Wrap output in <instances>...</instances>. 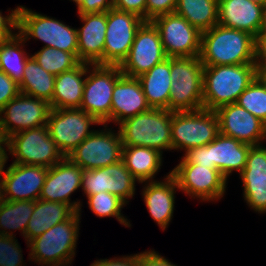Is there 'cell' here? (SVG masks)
<instances>
[{"label": "cell", "mask_w": 266, "mask_h": 266, "mask_svg": "<svg viewBox=\"0 0 266 266\" xmlns=\"http://www.w3.org/2000/svg\"><path fill=\"white\" fill-rule=\"evenodd\" d=\"M90 266H136V254L113 259L95 260Z\"/></svg>", "instance_id": "cell-46"}, {"label": "cell", "mask_w": 266, "mask_h": 266, "mask_svg": "<svg viewBox=\"0 0 266 266\" xmlns=\"http://www.w3.org/2000/svg\"><path fill=\"white\" fill-rule=\"evenodd\" d=\"M251 146L219 133L210 142L211 163H214L215 169L228 180L233 171L239 174L243 171Z\"/></svg>", "instance_id": "cell-26"}, {"label": "cell", "mask_w": 266, "mask_h": 266, "mask_svg": "<svg viewBox=\"0 0 266 266\" xmlns=\"http://www.w3.org/2000/svg\"><path fill=\"white\" fill-rule=\"evenodd\" d=\"M177 0H146V21L154 18L174 13Z\"/></svg>", "instance_id": "cell-40"}, {"label": "cell", "mask_w": 266, "mask_h": 266, "mask_svg": "<svg viewBox=\"0 0 266 266\" xmlns=\"http://www.w3.org/2000/svg\"><path fill=\"white\" fill-rule=\"evenodd\" d=\"M219 133L250 145H260L266 139V124L237 103L215 110Z\"/></svg>", "instance_id": "cell-18"}, {"label": "cell", "mask_w": 266, "mask_h": 266, "mask_svg": "<svg viewBox=\"0 0 266 266\" xmlns=\"http://www.w3.org/2000/svg\"><path fill=\"white\" fill-rule=\"evenodd\" d=\"M122 75L119 65L87 63V75L80 109L95 117L101 124L108 125L111 122L113 90L116 81Z\"/></svg>", "instance_id": "cell-7"}, {"label": "cell", "mask_w": 266, "mask_h": 266, "mask_svg": "<svg viewBox=\"0 0 266 266\" xmlns=\"http://www.w3.org/2000/svg\"><path fill=\"white\" fill-rule=\"evenodd\" d=\"M142 196L148 212L158 226L165 230L173 218L175 193L178 188L176 179L168 173L162 181L142 182Z\"/></svg>", "instance_id": "cell-24"}, {"label": "cell", "mask_w": 266, "mask_h": 266, "mask_svg": "<svg viewBox=\"0 0 266 266\" xmlns=\"http://www.w3.org/2000/svg\"><path fill=\"white\" fill-rule=\"evenodd\" d=\"M174 12L201 33L218 24V0H177Z\"/></svg>", "instance_id": "cell-31"}, {"label": "cell", "mask_w": 266, "mask_h": 266, "mask_svg": "<svg viewBox=\"0 0 266 266\" xmlns=\"http://www.w3.org/2000/svg\"><path fill=\"white\" fill-rule=\"evenodd\" d=\"M219 134V122L215 111L172 112V150H184L205 146Z\"/></svg>", "instance_id": "cell-9"}, {"label": "cell", "mask_w": 266, "mask_h": 266, "mask_svg": "<svg viewBox=\"0 0 266 266\" xmlns=\"http://www.w3.org/2000/svg\"><path fill=\"white\" fill-rule=\"evenodd\" d=\"M19 93V84L0 71V110Z\"/></svg>", "instance_id": "cell-41"}, {"label": "cell", "mask_w": 266, "mask_h": 266, "mask_svg": "<svg viewBox=\"0 0 266 266\" xmlns=\"http://www.w3.org/2000/svg\"><path fill=\"white\" fill-rule=\"evenodd\" d=\"M136 181L121 160L103 168L84 170L81 188L86 196L109 192L128 204L135 194Z\"/></svg>", "instance_id": "cell-17"}, {"label": "cell", "mask_w": 266, "mask_h": 266, "mask_svg": "<svg viewBox=\"0 0 266 266\" xmlns=\"http://www.w3.org/2000/svg\"><path fill=\"white\" fill-rule=\"evenodd\" d=\"M265 8L251 0H218V24L246 31L257 39L263 25Z\"/></svg>", "instance_id": "cell-22"}, {"label": "cell", "mask_w": 266, "mask_h": 266, "mask_svg": "<svg viewBox=\"0 0 266 266\" xmlns=\"http://www.w3.org/2000/svg\"><path fill=\"white\" fill-rule=\"evenodd\" d=\"M31 56L43 69L55 76L74 69L81 63L78 59V54H72L53 47H43Z\"/></svg>", "instance_id": "cell-35"}, {"label": "cell", "mask_w": 266, "mask_h": 266, "mask_svg": "<svg viewBox=\"0 0 266 266\" xmlns=\"http://www.w3.org/2000/svg\"><path fill=\"white\" fill-rule=\"evenodd\" d=\"M13 163L50 168L65 157L52 140L47 125L19 131L6 139Z\"/></svg>", "instance_id": "cell-8"}, {"label": "cell", "mask_w": 266, "mask_h": 266, "mask_svg": "<svg viewBox=\"0 0 266 266\" xmlns=\"http://www.w3.org/2000/svg\"><path fill=\"white\" fill-rule=\"evenodd\" d=\"M83 169L67 157L48 168L42 187L41 200L65 203L76 212H81V202L71 201V194L81 187Z\"/></svg>", "instance_id": "cell-19"}, {"label": "cell", "mask_w": 266, "mask_h": 266, "mask_svg": "<svg viewBox=\"0 0 266 266\" xmlns=\"http://www.w3.org/2000/svg\"><path fill=\"white\" fill-rule=\"evenodd\" d=\"M113 8L133 13L146 21V0H113Z\"/></svg>", "instance_id": "cell-43"}, {"label": "cell", "mask_w": 266, "mask_h": 266, "mask_svg": "<svg viewBox=\"0 0 266 266\" xmlns=\"http://www.w3.org/2000/svg\"><path fill=\"white\" fill-rule=\"evenodd\" d=\"M158 29L167 57H193L200 55L202 33L184 17L164 14L151 21Z\"/></svg>", "instance_id": "cell-13"}, {"label": "cell", "mask_w": 266, "mask_h": 266, "mask_svg": "<svg viewBox=\"0 0 266 266\" xmlns=\"http://www.w3.org/2000/svg\"><path fill=\"white\" fill-rule=\"evenodd\" d=\"M88 201L87 204L90 210L100 218L102 217H116L120 224L125 227H131L130 222L121 213L123 206L126 203L109 192H100L94 195L86 196Z\"/></svg>", "instance_id": "cell-36"}, {"label": "cell", "mask_w": 266, "mask_h": 266, "mask_svg": "<svg viewBox=\"0 0 266 266\" xmlns=\"http://www.w3.org/2000/svg\"><path fill=\"white\" fill-rule=\"evenodd\" d=\"M15 238V235L0 234V266H25L21 247Z\"/></svg>", "instance_id": "cell-38"}, {"label": "cell", "mask_w": 266, "mask_h": 266, "mask_svg": "<svg viewBox=\"0 0 266 266\" xmlns=\"http://www.w3.org/2000/svg\"><path fill=\"white\" fill-rule=\"evenodd\" d=\"M167 58L158 29L151 21H145L136 32L127 58L120 65L121 72L138 78Z\"/></svg>", "instance_id": "cell-16"}, {"label": "cell", "mask_w": 266, "mask_h": 266, "mask_svg": "<svg viewBox=\"0 0 266 266\" xmlns=\"http://www.w3.org/2000/svg\"><path fill=\"white\" fill-rule=\"evenodd\" d=\"M151 108L167 109L171 90L170 57L138 77Z\"/></svg>", "instance_id": "cell-29"}, {"label": "cell", "mask_w": 266, "mask_h": 266, "mask_svg": "<svg viewBox=\"0 0 266 266\" xmlns=\"http://www.w3.org/2000/svg\"><path fill=\"white\" fill-rule=\"evenodd\" d=\"M18 27V6L7 16H3L0 11V41L7 40L13 37ZM13 29V30H12Z\"/></svg>", "instance_id": "cell-42"}, {"label": "cell", "mask_w": 266, "mask_h": 266, "mask_svg": "<svg viewBox=\"0 0 266 266\" xmlns=\"http://www.w3.org/2000/svg\"><path fill=\"white\" fill-rule=\"evenodd\" d=\"M5 147H8L7 141L0 137V182L3 178L4 173H5V170H4L5 164L9 158L7 156L8 154H7Z\"/></svg>", "instance_id": "cell-47"}, {"label": "cell", "mask_w": 266, "mask_h": 266, "mask_svg": "<svg viewBox=\"0 0 266 266\" xmlns=\"http://www.w3.org/2000/svg\"><path fill=\"white\" fill-rule=\"evenodd\" d=\"M172 112L151 108L118 124L123 146H142L160 151L172 150Z\"/></svg>", "instance_id": "cell-4"}, {"label": "cell", "mask_w": 266, "mask_h": 266, "mask_svg": "<svg viewBox=\"0 0 266 266\" xmlns=\"http://www.w3.org/2000/svg\"><path fill=\"white\" fill-rule=\"evenodd\" d=\"M76 211L69 205L38 199L25 231V241L43 234L54 225L68 220Z\"/></svg>", "instance_id": "cell-28"}, {"label": "cell", "mask_w": 266, "mask_h": 266, "mask_svg": "<svg viewBox=\"0 0 266 266\" xmlns=\"http://www.w3.org/2000/svg\"><path fill=\"white\" fill-rule=\"evenodd\" d=\"M262 145L250 147L245 168L239 174L244 200L258 214L266 213V147Z\"/></svg>", "instance_id": "cell-21"}, {"label": "cell", "mask_w": 266, "mask_h": 266, "mask_svg": "<svg viewBox=\"0 0 266 266\" xmlns=\"http://www.w3.org/2000/svg\"><path fill=\"white\" fill-rule=\"evenodd\" d=\"M257 39H266V8L264 11L263 25Z\"/></svg>", "instance_id": "cell-49"}, {"label": "cell", "mask_w": 266, "mask_h": 266, "mask_svg": "<svg viewBox=\"0 0 266 266\" xmlns=\"http://www.w3.org/2000/svg\"><path fill=\"white\" fill-rule=\"evenodd\" d=\"M104 125L103 130H95L67 158L83 170L103 168L122 160L123 143L120 132Z\"/></svg>", "instance_id": "cell-11"}, {"label": "cell", "mask_w": 266, "mask_h": 266, "mask_svg": "<svg viewBox=\"0 0 266 266\" xmlns=\"http://www.w3.org/2000/svg\"><path fill=\"white\" fill-rule=\"evenodd\" d=\"M170 172L176 179L179 190L193 199L217 201L226 192L227 179L218 169L194 163H179Z\"/></svg>", "instance_id": "cell-14"}, {"label": "cell", "mask_w": 266, "mask_h": 266, "mask_svg": "<svg viewBox=\"0 0 266 266\" xmlns=\"http://www.w3.org/2000/svg\"><path fill=\"white\" fill-rule=\"evenodd\" d=\"M162 153L142 146H123L122 161L138 183L155 181L162 166Z\"/></svg>", "instance_id": "cell-30"}, {"label": "cell", "mask_w": 266, "mask_h": 266, "mask_svg": "<svg viewBox=\"0 0 266 266\" xmlns=\"http://www.w3.org/2000/svg\"><path fill=\"white\" fill-rule=\"evenodd\" d=\"M258 76L263 80L266 84V67H259Z\"/></svg>", "instance_id": "cell-50"}, {"label": "cell", "mask_w": 266, "mask_h": 266, "mask_svg": "<svg viewBox=\"0 0 266 266\" xmlns=\"http://www.w3.org/2000/svg\"><path fill=\"white\" fill-rule=\"evenodd\" d=\"M25 43L17 32L13 37L0 41V71L5 72L17 84L21 83L26 62L31 57L23 49Z\"/></svg>", "instance_id": "cell-33"}, {"label": "cell", "mask_w": 266, "mask_h": 266, "mask_svg": "<svg viewBox=\"0 0 266 266\" xmlns=\"http://www.w3.org/2000/svg\"><path fill=\"white\" fill-rule=\"evenodd\" d=\"M34 210V201L4 200L0 206V234L13 237V231L21 230L24 237L28 221ZM2 228V229H1Z\"/></svg>", "instance_id": "cell-34"}, {"label": "cell", "mask_w": 266, "mask_h": 266, "mask_svg": "<svg viewBox=\"0 0 266 266\" xmlns=\"http://www.w3.org/2000/svg\"><path fill=\"white\" fill-rule=\"evenodd\" d=\"M199 57L204 66L258 63V45L250 33L217 24L202 32Z\"/></svg>", "instance_id": "cell-1"}, {"label": "cell", "mask_w": 266, "mask_h": 266, "mask_svg": "<svg viewBox=\"0 0 266 266\" xmlns=\"http://www.w3.org/2000/svg\"><path fill=\"white\" fill-rule=\"evenodd\" d=\"M113 8V0H84L78 14L107 12Z\"/></svg>", "instance_id": "cell-45"}, {"label": "cell", "mask_w": 266, "mask_h": 266, "mask_svg": "<svg viewBox=\"0 0 266 266\" xmlns=\"http://www.w3.org/2000/svg\"><path fill=\"white\" fill-rule=\"evenodd\" d=\"M258 45V66L266 67V39H256Z\"/></svg>", "instance_id": "cell-48"}, {"label": "cell", "mask_w": 266, "mask_h": 266, "mask_svg": "<svg viewBox=\"0 0 266 266\" xmlns=\"http://www.w3.org/2000/svg\"><path fill=\"white\" fill-rule=\"evenodd\" d=\"M258 63L242 65L204 66L203 109L236 103L239 95L258 76Z\"/></svg>", "instance_id": "cell-2"}, {"label": "cell", "mask_w": 266, "mask_h": 266, "mask_svg": "<svg viewBox=\"0 0 266 266\" xmlns=\"http://www.w3.org/2000/svg\"><path fill=\"white\" fill-rule=\"evenodd\" d=\"M266 124V84L257 76L236 102Z\"/></svg>", "instance_id": "cell-37"}, {"label": "cell", "mask_w": 266, "mask_h": 266, "mask_svg": "<svg viewBox=\"0 0 266 266\" xmlns=\"http://www.w3.org/2000/svg\"><path fill=\"white\" fill-rule=\"evenodd\" d=\"M81 213L75 212L68 220L60 222L43 234L26 242L29 258L41 266H68L75 256L81 222Z\"/></svg>", "instance_id": "cell-3"}, {"label": "cell", "mask_w": 266, "mask_h": 266, "mask_svg": "<svg viewBox=\"0 0 266 266\" xmlns=\"http://www.w3.org/2000/svg\"><path fill=\"white\" fill-rule=\"evenodd\" d=\"M86 75L87 63L85 62H81L74 69L56 75L50 102L51 109L80 108Z\"/></svg>", "instance_id": "cell-27"}, {"label": "cell", "mask_w": 266, "mask_h": 266, "mask_svg": "<svg viewBox=\"0 0 266 266\" xmlns=\"http://www.w3.org/2000/svg\"><path fill=\"white\" fill-rule=\"evenodd\" d=\"M266 7V0H251Z\"/></svg>", "instance_id": "cell-53"}, {"label": "cell", "mask_w": 266, "mask_h": 266, "mask_svg": "<svg viewBox=\"0 0 266 266\" xmlns=\"http://www.w3.org/2000/svg\"><path fill=\"white\" fill-rule=\"evenodd\" d=\"M203 69L199 56L170 57L172 83L167 110L183 112L203 109Z\"/></svg>", "instance_id": "cell-5"}, {"label": "cell", "mask_w": 266, "mask_h": 266, "mask_svg": "<svg viewBox=\"0 0 266 266\" xmlns=\"http://www.w3.org/2000/svg\"><path fill=\"white\" fill-rule=\"evenodd\" d=\"M183 155L180 163H194L207 168H215V164L211 163L210 143L205 146L189 149Z\"/></svg>", "instance_id": "cell-39"}, {"label": "cell", "mask_w": 266, "mask_h": 266, "mask_svg": "<svg viewBox=\"0 0 266 266\" xmlns=\"http://www.w3.org/2000/svg\"><path fill=\"white\" fill-rule=\"evenodd\" d=\"M47 173L44 166L12 163L1 180L4 200H38Z\"/></svg>", "instance_id": "cell-20"}, {"label": "cell", "mask_w": 266, "mask_h": 266, "mask_svg": "<svg viewBox=\"0 0 266 266\" xmlns=\"http://www.w3.org/2000/svg\"><path fill=\"white\" fill-rule=\"evenodd\" d=\"M17 33L25 40L34 38L44 42L43 47H53L77 54V29L60 20L42 15L24 6H18Z\"/></svg>", "instance_id": "cell-6"}, {"label": "cell", "mask_w": 266, "mask_h": 266, "mask_svg": "<svg viewBox=\"0 0 266 266\" xmlns=\"http://www.w3.org/2000/svg\"><path fill=\"white\" fill-rule=\"evenodd\" d=\"M73 2L76 3L77 9L82 5V3L84 2V0H71Z\"/></svg>", "instance_id": "cell-52"}, {"label": "cell", "mask_w": 266, "mask_h": 266, "mask_svg": "<svg viewBox=\"0 0 266 266\" xmlns=\"http://www.w3.org/2000/svg\"><path fill=\"white\" fill-rule=\"evenodd\" d=\"M78 17L83 22V26L77 29L78 59L103 65L107 12L78 14Z\"/></svg>", "instance_id": "cell-23"}, {"label": "cell", "mask_w": 266, "mask_h": 266, "mask_svg": "<svg viewBox=\"0 0 266 266\" xmlns=\"http://www.w3.org/2000/svg\"><path fill=\"white\" fill-rule=\"evenodd\" d=\"M145 21L139 16L109 9L103 52V65H121L127 58L137 30Z\"/></svg>", "instance_id": "cell-15"}, {"label": "cell", "mask_w": 266, "mask_h": 266, "mask_svg": "<svg viewBox=\"0 0 266 266\" xmlns=\"http://www.w3.org/2000/svg\"><path fill=\"white\" fill-rule=\"evenodd\" d=\"M50 103L44 99L19 93L0 110V137L26 129L47 125Z\"/></svg>", "instance_id": "cell-12"}, {"label": "cell", "mask_w": 266, "mask_h": 266, "mask_svg": "<svg viewBox=\"0 0 266 266\" xmlns=\"http://www.w3.org/2000/svg\"><path fill=\"white\" fill-rule=\"evenodd\" d=\"M93 124L102 125L80 108L51 109L47 120L49 134L64 157L95 131L89 130Z\"/></svg>", "instance_id": "cell-10"}, {"label": "cell", "mask_w": 266, "mask_h": 266, "mask_svg": "<svg viewBox=\"0 0 266 266\" xmlns=\"http://www.w3.org/2000/svg\"><path fill=\"white\" fill-rule=\"evenodd\" d=\"M141 82L122 75L115 83L111 103V122L117 125L127 118L150 110Z\"/></svg>", "instance_id": "cell-25"}, {"label": "cell", "mask_w": 266, "mask_h": 266, "mask_svg": "<svg viewBox=\"0 0 266 266\" xmlns=\"http://www.w3.org/2000/svg\"><path fill=\"white\" fill-rule=\"evenodd\" d=\"M23 72L24 76L19 84L20 93L50 103L54 92L55 75L43 69L32 56L27 60Z\"/></svg>", "instance_id": "cell-32"}, {"label": "cell", "mask_w": 266, "mask_h": 266, "mask_svg": "<svg viewBox=\"0 0 266 266\" xmlns=\"http://www.w3.org/2000/svg\"><path fill=\"white\" fill-rule=\"evenodd\" d=\"M136 266H177L154 250L136 254Z\"/></svg>", "instance_id": "cell-44"}, {"label": "cell", "mask_w": 266, "mask_h": 266, "mask_svg": "<svg viewBox=\"0 0 266 266\" xmlns=\"http://www.w3.org/2000/svg\"><path fill=\"white\" fill-rule=\"evenodd\" d=\"M3 201H4L3 187H2L1 182H0V206L3 203Z\"/></svg>", "instance_id": "cell-51"}]
</instances>
